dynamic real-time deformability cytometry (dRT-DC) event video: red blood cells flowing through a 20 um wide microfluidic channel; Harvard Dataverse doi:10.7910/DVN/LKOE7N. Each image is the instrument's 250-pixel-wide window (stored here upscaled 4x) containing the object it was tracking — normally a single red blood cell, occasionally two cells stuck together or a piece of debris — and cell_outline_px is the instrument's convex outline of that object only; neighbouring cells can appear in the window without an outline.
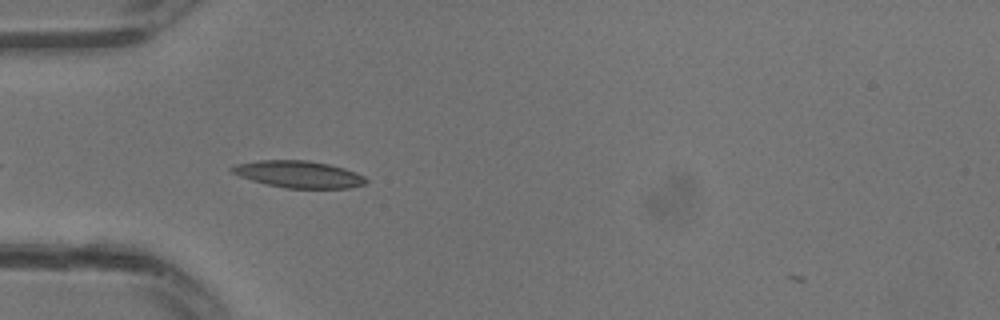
{"species": "common noctule bat (a hibernating species)", "species_latin": "Nyctalus noctula", "temperature_condition": "warm", "stored_images_in_passage": 12, "camera_frame_rate_fps": 3000, "um_per_image_px": 0.085, "animal": {"sex": "male", "body_mass_g": 13.3}, "frame": {"image": 1, "passage_image": 10, "time_ms": 3.0, "image_size_px": [1000, 320], "cell_outline_px": [[368, 180], [364, 184], [348, 188], [284, 188], [252, 180], [240, 176], [232, 172], [228, 168], [236, 164], [260, 160], [308, 160], [328, 164], [344, 168], [356, 172], [364, 176]], "centroid_in_image_um": [25.39, 14.81], "position_along_channel_um": 59.6, "area_um2": 20.92}}
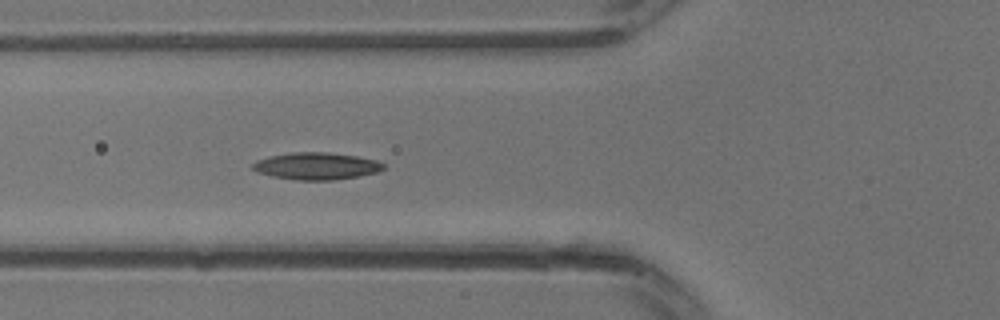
{"frame": {"image": 2, "passage_image": 12, "time_ms": 3.667, "image_size_px": [1000, 320], "cell_outline_px": [[384, 168], [376, 172], [360, 176], [332, 180], [296, 180], [272, 176], [256, 172], [252, 168], [252, 164], [256, 160], [268, 156], [292, 152], [328, 152], [356, 156], [376, 160], [384, 164]], "centroid_in_image_um": [26.86, 14.11], "position_along_channel_um": 98.9, "area_um2": 20.69}}